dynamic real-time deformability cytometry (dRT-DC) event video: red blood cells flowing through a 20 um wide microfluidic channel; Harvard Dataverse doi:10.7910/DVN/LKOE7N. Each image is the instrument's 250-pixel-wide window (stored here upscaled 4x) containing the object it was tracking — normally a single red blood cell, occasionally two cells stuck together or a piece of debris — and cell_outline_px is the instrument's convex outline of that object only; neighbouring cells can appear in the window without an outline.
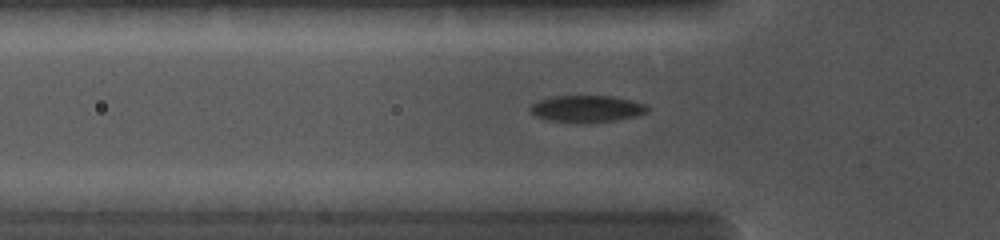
{"species": "common noctule bat (a hibernating species)", "species_latin": "Nyctalus noctula", "temperature_condition": "cold", "stored_images_in_passage": 36, "camera_frame_rate_fps": 5000, "um_per_image_px": 0.085, "animal": {"sex": "female", "body_mass_g": 19.0, "forearm_length_mm": 56.7}, "frame": {"image": 1, "passage_image": 5, "time_ms": 1.0, "image_size_px": [1000, 240], "cell_outline_px": [[652, 108], [648, 112], [640, 116], [616, 120], [548, 120], [536, 116], [528, 108], [532, 104], [540, 100], [552, 96], [612, 96], [632, 100], [648, 104]], "centroid_in_image_um": [49.99, 9.2], "position_along_channel_um": 75.8, "area_um2": 17.8}}
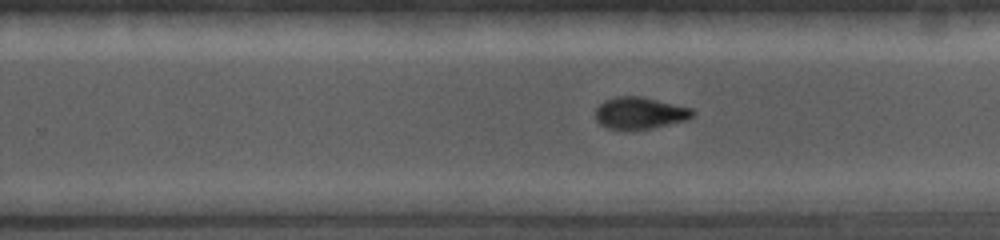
{"frame": {"image": 2, "passage_image": 22, "time_ms": 5.4, "image_size_px": [1000, 240], "cell_outline_px": [[696, 112], [688, 120], [652, 128], [632, 132], [608, 128], [600, 124], [596, 120], [596, 108], [604, 100], [616, 96], [640, 96], [692, 108]], "centroid_in_image_um": [54.38, 9.64], "position_along_channel_um": 275.4, "area_um2": 18.44}}
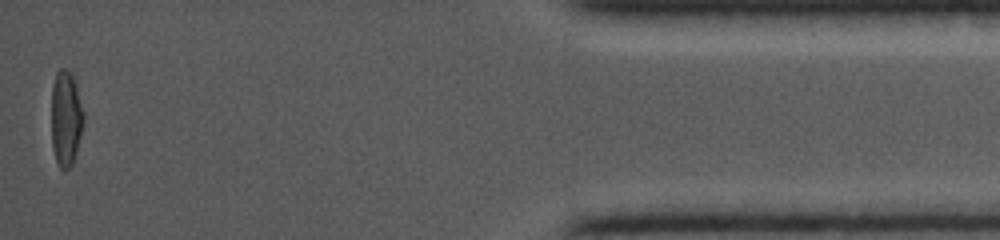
{"frame": {"image": 3, "passage_image": 36, "time_ms": 10.2, "image_size_px": [1000, 240], "cell_outline_px": [[84, 120], [76, 152], [72, 164], [68, 168], [60, 168], [56, 160], [52, 148], [52, 84], [56, 72], [60, 68], [64, 68], [72, 76], [76, 84], [84, 112]], "centroid_in_image_um": [5.6, 10.04], "position_along_channel_um": 429.6, "area_um2": 17.74}}